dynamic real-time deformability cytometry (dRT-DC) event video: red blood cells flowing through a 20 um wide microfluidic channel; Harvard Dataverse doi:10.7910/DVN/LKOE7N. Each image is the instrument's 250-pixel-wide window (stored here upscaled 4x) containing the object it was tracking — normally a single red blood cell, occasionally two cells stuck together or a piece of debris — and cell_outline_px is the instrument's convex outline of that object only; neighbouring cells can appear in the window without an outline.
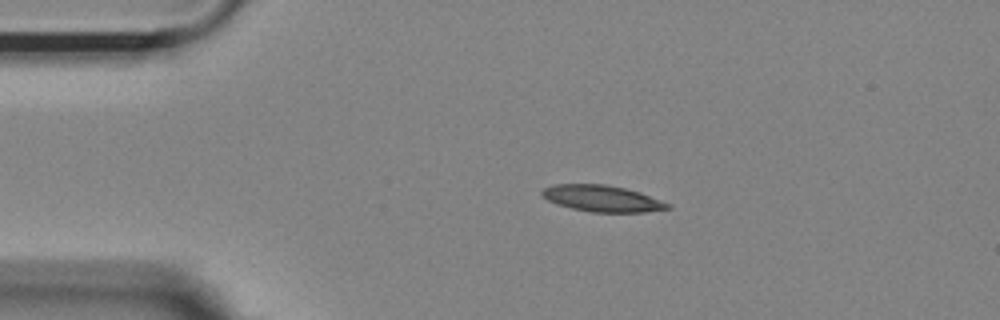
{"species": "Egyptian fruit bat (a non-hibernating species)", "species_latin": "Rousettus aegyptiacus", "temperature_condition": "room temperature", "stored_images_in_passage": 45, "camera_frame_rate_fps": 3000, "um_per_image_px": 0.085, "animal": {"sex": "female"}, "frame": {"image": 1, "passage_image": 1, "time_ms": 0.0, "image_size_px": [1000, 320], "cell_outline_px": [[672, 208], [644, 212], [592, 212], [572, 208], [556, 204], [548, 200], [540, 192], [544, 188], [556, 184], [604, 184], [624, 188], [640, 192], [672, 204]], "centroid_in_image_um": [51.22, 16.87], "position_along_channel_um": 33.8, "area_um2": 19.25}}
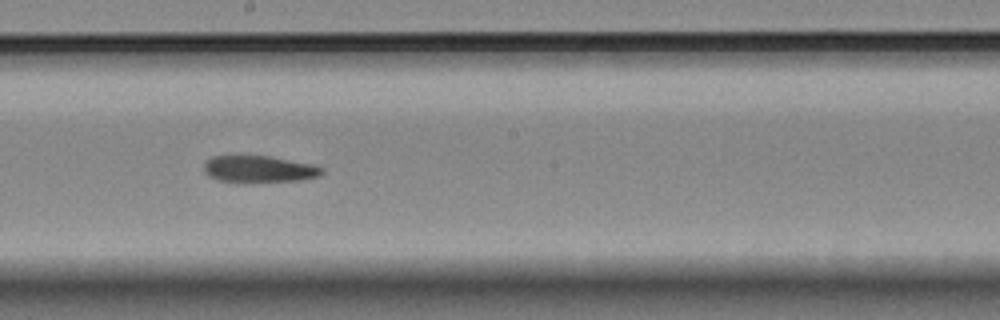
{"frame": {"image": 2, "passage_image": 20, "time_ms": 6.333, "image_size_px": [1000, 320], "cell_outline_px": [[324, 172], [320, 176], [300, 180], [216, 180], [208, 176], [204, 172], [204, 164], [212, 156], [268, 156], [312, 164], [324, 168]], "centroid_in_image_um": [22.03, 14.34], "position_along_channel_um": 226.2, "area_um2": 17.69}}
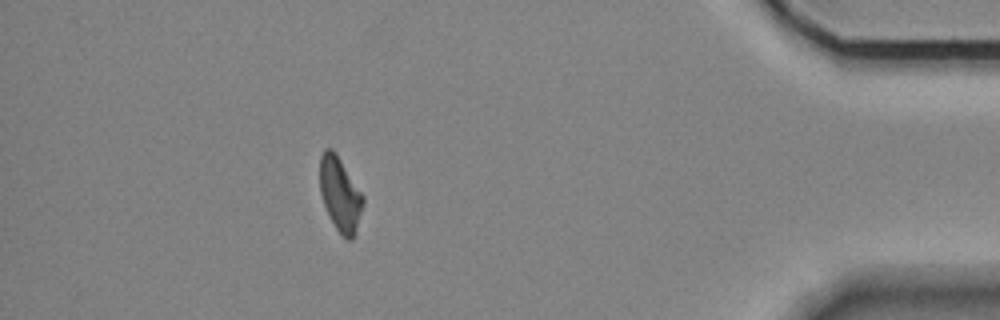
{"frame": {"image": 3, "passage_image": 39, "time_ms": 12.667, "image_size_px": [1000, 320], "cell_outline_px": [[364, 204], [356, 232], [352, 240], [348, 240], [340, 236], [324, 204], [320, 192], [320, 156], [324, 148], [332, 148], [336, 152], [364, 196]], "centroid_in_image_um": [28.92, 16.51], "position_along_channel_um": 406.3, "area_um2": 18.79}, "authors_computed_cell_mechanics": {"area_um2": 19.1896, "velocity_mm_per_s": 3.6253, "shape_relaxation_time_tau1_ms": null, "shape_relaxation_time_tau2_ms": 6.4879, "deformation_change_tau1": null, "deformation_change_tau2": 0.1555}}